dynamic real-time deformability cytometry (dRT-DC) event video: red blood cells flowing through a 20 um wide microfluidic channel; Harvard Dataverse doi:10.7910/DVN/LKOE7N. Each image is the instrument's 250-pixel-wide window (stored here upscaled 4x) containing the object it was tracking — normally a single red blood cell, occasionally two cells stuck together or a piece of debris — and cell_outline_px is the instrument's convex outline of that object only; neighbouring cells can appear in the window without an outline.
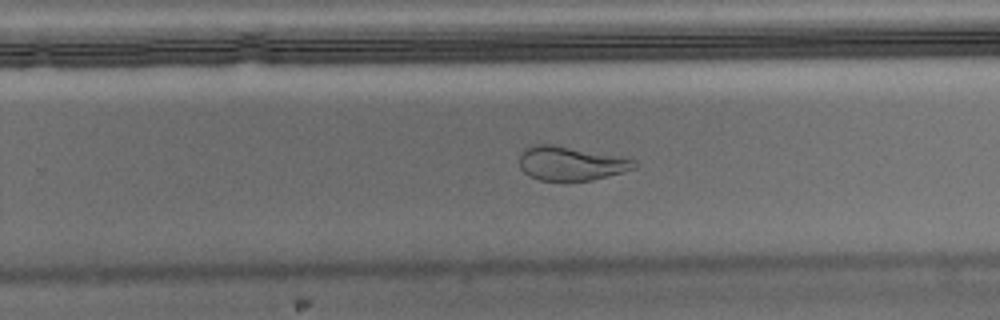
{"species": "Egyptian fruit bat (a non-hibernating species)", "species_latin": "Rousettus aegyptiacus", "temperature_condition": "warm", "stored_images_in_passage": 42, "camera_frame_rate_fps": 3000, "um_per_image_px": 0.085, "animal": {"sex": "male"}, "frame": {"image": 1, "passage_image": 30, "time_ms": 9.667, "image_size_px": [1000, 320], "cell_outline_px": [[636, 168], [608, 176], [592, 180], [540, 180], [528, 176], [520, 168], [520, 156], [524, 148], [532, 144], [552, 144], [636, 160]], "centroid_in_image_um": [48.47, 13.89], "position_along_channel_um": 281.3, "area_um2": 22.48}}